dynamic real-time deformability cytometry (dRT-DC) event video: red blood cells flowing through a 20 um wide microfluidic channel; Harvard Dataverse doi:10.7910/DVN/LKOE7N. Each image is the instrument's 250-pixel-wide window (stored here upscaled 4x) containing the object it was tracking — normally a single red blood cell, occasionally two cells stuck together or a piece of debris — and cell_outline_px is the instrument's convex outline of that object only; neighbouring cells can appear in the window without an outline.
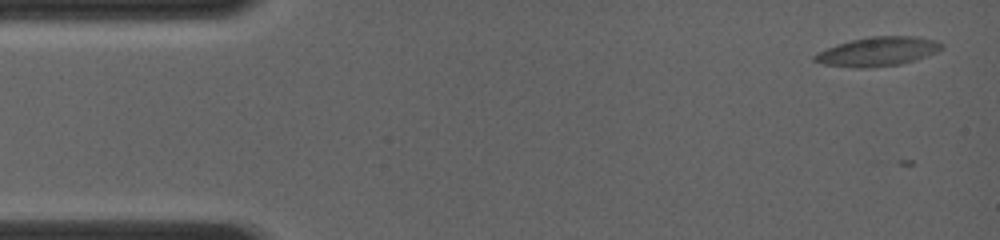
{"species": "common noctule bat (a hibernating species)", "species_latin": "Nyctalus noctula", "temperature_condition": "room temperature", "stored_images_in_passage": 12, "camera_frame_rate_fps": 4000, "um_per_image_px": 0.085, "animal": {"sex": "female", "body_mass_g": 19.0, "forearm_length_mm": 56.7}, "frame": {"image": 1, "passage_image": 3, "time_ms": 0.5, "image_size_px": [1000, 240], "cell_outline_px": [[944, 48], [936, 52], [916, 60], [900, 64], [868, 68], [856, 68], [824, 64], [812, 60], [812, 56], [816, 52], [836, 44], [852, 40], [872, 36], [920, 36], [936, 40], [944, 44]], "centroid_in_image_um": [74.62, 4.37], "position_along_channel_um": 10.4, "area_um2": 21.79}}
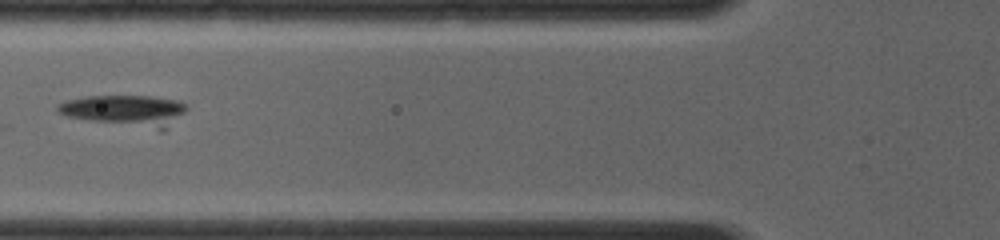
{"frame": {"image": 2, "passage_image": 10, "time_ms": 5.75, "image_size_px": [1000, 240], "cell_outline_px": [[188, 108], [164, 132], [160, 132], [88, 120], [68, 116], [56, 112], [56, 108], [60, 104], [68, 100], [84, 96], [152, 96], [180, 100], [188, 104]], "centroid_in_image_um": [10.74, 9.42], "position_along_channel_um": 115.1, "area_um2": 23.93}}
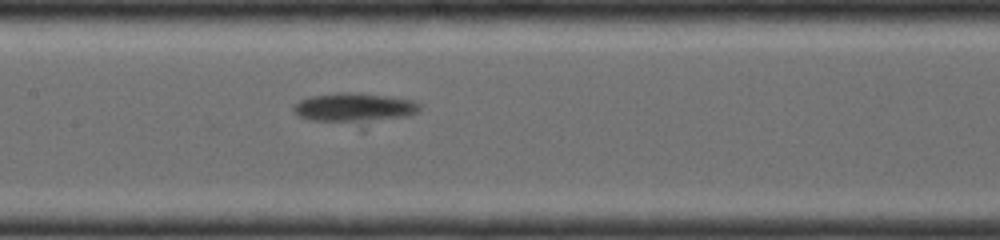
{"frame": {"image": 3, "passage_image": 12, "time_ms": 7.25, "image_size_px": [1000, 240], "cell_outline_px": [[420, 108], [416, 112], [408, 116], [364, 132], [360, 132], [296, 116], [292, 112], [292, 108], [300, 100], [308, 96], [336, 92], [352, 92], [388, 96], [412, 100], [420, 104]], "centroid_in_image_um": [30.14, 9.33], "position_along_channel_um": 177.3, "area_um2": 24.97}}